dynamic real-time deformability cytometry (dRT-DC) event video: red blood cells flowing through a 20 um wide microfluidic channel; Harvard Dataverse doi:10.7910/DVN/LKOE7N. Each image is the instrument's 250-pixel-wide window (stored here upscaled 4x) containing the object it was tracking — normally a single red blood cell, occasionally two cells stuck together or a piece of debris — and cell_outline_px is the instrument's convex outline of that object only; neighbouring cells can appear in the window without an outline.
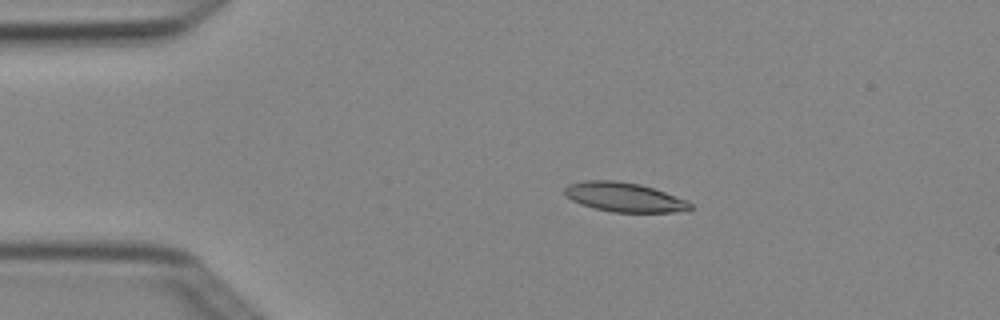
{"species": "Egyptian fruit bat (a non-hibernating species)", "species_latin": "Rousettus aegyptiacus", "temperature_condition": "cold", "stored_images_in_passage": 3, "camera_frame_rate_fps": 3000, "um_per_image_px": 0.085, "animal": {"sex": "female"}, "frame": {"image": 1, "passage_image": 2, "time_ms": 0.333, "image_size_px": [1000, 320], "cell_outline_px": [[696, 208], [688, 212], [612, 212], [592, 208], [580, 204], [572, 200], [564, 192], [564, 188], [568, 184], [584, 180], [616, 180], [640, 184], [664, 192], [684, 200], [692, 204]], "centroid_in_image_um": [53.07, 16.77], "position_along_channel_um": 31.9, "area_um2": 21.62}}